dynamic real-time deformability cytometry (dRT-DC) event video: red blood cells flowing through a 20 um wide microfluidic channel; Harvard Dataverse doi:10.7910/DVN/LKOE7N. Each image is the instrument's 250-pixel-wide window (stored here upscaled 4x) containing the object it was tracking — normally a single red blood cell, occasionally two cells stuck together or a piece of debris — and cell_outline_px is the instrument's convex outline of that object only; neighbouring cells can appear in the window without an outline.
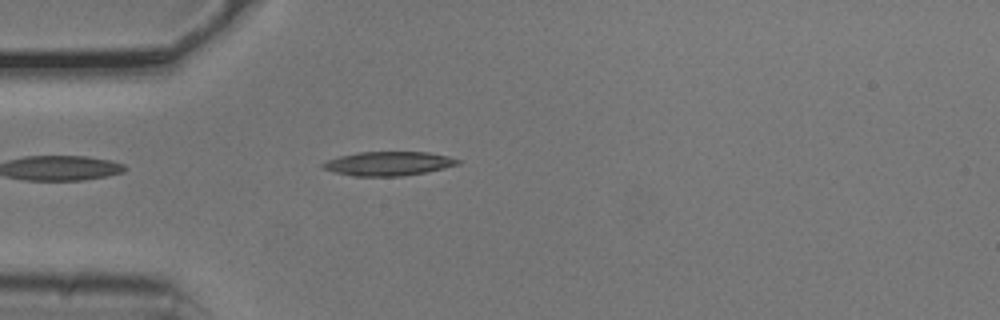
{"species": "common noctule bat (a hibernating species)", "species_latin": "Nyctalus noctula", "temperature_condition": "cold", "stored_images_in_passage": 1, "camera_frame_rate_fps": 3000, "um_per_image_px": 0.085, "animal": {"sex": "male", "body_mass_g": 20.5, "forearm_length_mm": 52.5}, "frame": {"image": 1, "passage_image": 1, "time_ms": 0.0, "image_size_px": [1000, 320], "cell_outline_px": [[460, 164], [444, 168], [404, 176], [352, 176], [332, 172], [320, 168], [320, 164], [328, 160], [340, 156], [360, 152], [428, 152], [448, 156], [460, 160]], "centroid_in_image_um": [32.98, 13.91], "position_along_channel_um": 52.0, "area_um2": 18.96}}